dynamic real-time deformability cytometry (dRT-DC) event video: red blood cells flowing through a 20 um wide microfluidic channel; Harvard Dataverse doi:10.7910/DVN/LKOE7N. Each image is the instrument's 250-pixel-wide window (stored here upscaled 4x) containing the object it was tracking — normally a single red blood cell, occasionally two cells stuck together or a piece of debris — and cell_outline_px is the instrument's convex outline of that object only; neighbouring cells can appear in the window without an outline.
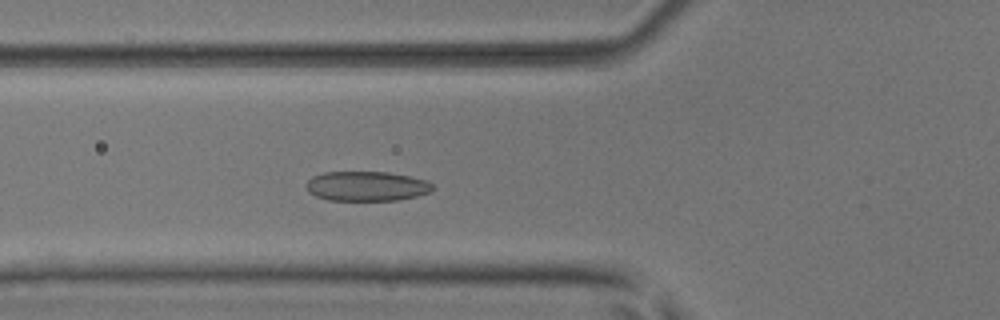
{"species": "common noctule bat (a hibernating species)", "species_latin": "Nyctalus noctula", "temperature_condition": "room temperature", "stored_images_in_passage": 47, "camera_frame_rate_fps": 3000, "um_per_image_px": 0.085, "animal": {"sex": "male", "body_mass_g": 17.9, "forearm_length_mm": 54.2}, "frame": {"image": 1, "passage_image": 15, "time_ms": 4.667, "image_size_px": [1000, 320], "cell_outline_px": [[432, 192], [400, 200], [328, 200], [316, 196], [308, 192], [308, 180], [312, 176], [324, 172], [388, 172], [428, 180], [432, 184]], "centroid_in_image_um": [31.19, 15.82], "position_along_channel_um": 94.6, "area_um2": 21.85}}
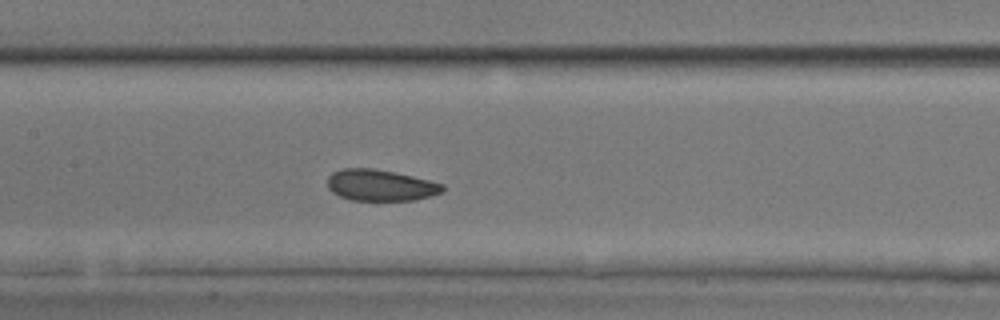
{"frame": {"image": 2, "passage_image": 21, "time_ms": 6.667, "image_size_px": [1000, 320], "cell_outline_px": [[444, 188], [440, 192], [432, 196], [416, 200], [352, 200], [340, 196], [332, 192], [328, 188], [328, 176], [332, 172], [344, 168], [372, 168], [396, 172], [444, 184]], "centroid_in_image_um": [32.33, 15.74], "position_along_channel_um": 175.1, "area_um2": 20.98}}
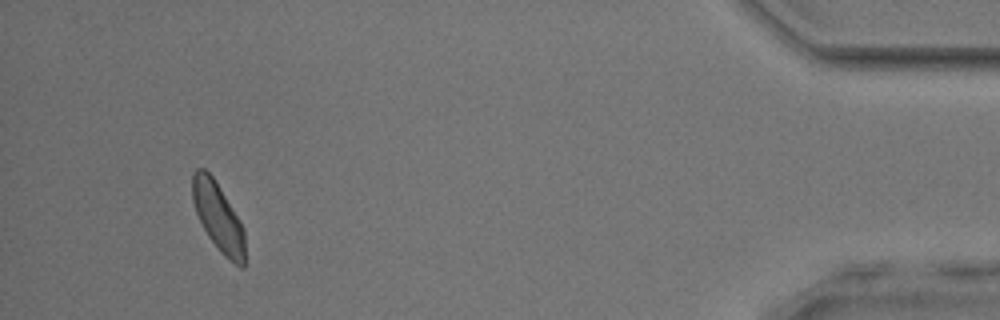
{"frame": {"image": 3, "passage_image": 44, "time_ms": 14.333, "image_size_px": [1000, 320], "cell_outline_px": [[244, 268], [240, 268], [224, 256], [220, 252], [208, 236], [196, 212], [192, 200], [192, 172], [196, 168], [204, 168], [212, 176], [240, 220], [244, 228]], "centroid_in_image_um": [18.54, 18.45], "position_along_channel_um": 416.7, "area_um2": 20.81}, "authors_computed_cell_mechanics": {"area_um2": 21.2126, "velocity_mm_per_s": 4.0296, "shape_relaxation_time_tau1_ms": 3.0266, "shape_relaxation_time_tau2_ms": 3.2319, "deformation_change_tau1": 0.0912, "deformation_change_tau2": 0.0882}}